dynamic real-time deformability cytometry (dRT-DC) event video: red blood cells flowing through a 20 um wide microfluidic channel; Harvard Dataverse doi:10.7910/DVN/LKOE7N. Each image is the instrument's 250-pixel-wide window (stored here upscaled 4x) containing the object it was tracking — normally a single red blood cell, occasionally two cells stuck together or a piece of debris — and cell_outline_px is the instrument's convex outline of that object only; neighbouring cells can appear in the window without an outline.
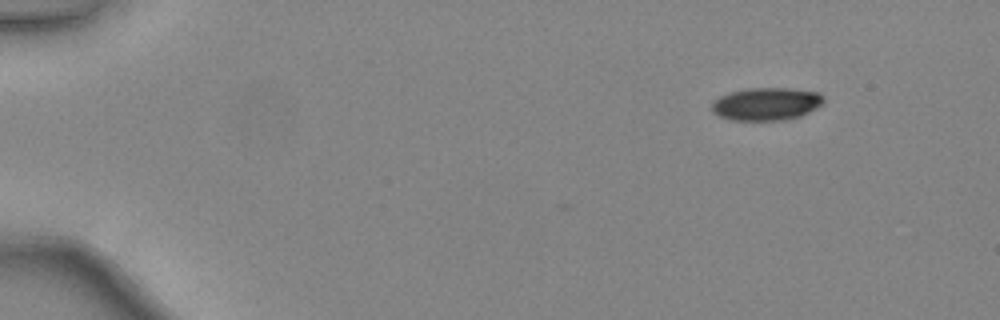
{"species": "common noctule bat (a hibernating species)", "species_latin": "Nyctalus noctula", "temperature_condition": "warm", "stored_images_in_passage": 2, "camera_frame_rate_fps": 3000, "um_per_image_px": 0.085, "animal": {"sex": "female", "body_mass_g": 24.6, "forearm_length_mm": 56.2}, "frame": {"image": 1, "passage_image": 2, "time_ms": 0.333, "image_size_px": [1000, 320], "cell_outline_px": [[824, 100], [816, 108], [800, 116], [784, 120], [732, 120], [720, 116], [712, 112], [712, 100], [728, 92], [748, 88], [788, 88], [820, 92], [824, 96]], "centroid_in_image_um": [65.12, 8.82], "position_along_channel_um": 19.9, "area_um2": 21.44}}